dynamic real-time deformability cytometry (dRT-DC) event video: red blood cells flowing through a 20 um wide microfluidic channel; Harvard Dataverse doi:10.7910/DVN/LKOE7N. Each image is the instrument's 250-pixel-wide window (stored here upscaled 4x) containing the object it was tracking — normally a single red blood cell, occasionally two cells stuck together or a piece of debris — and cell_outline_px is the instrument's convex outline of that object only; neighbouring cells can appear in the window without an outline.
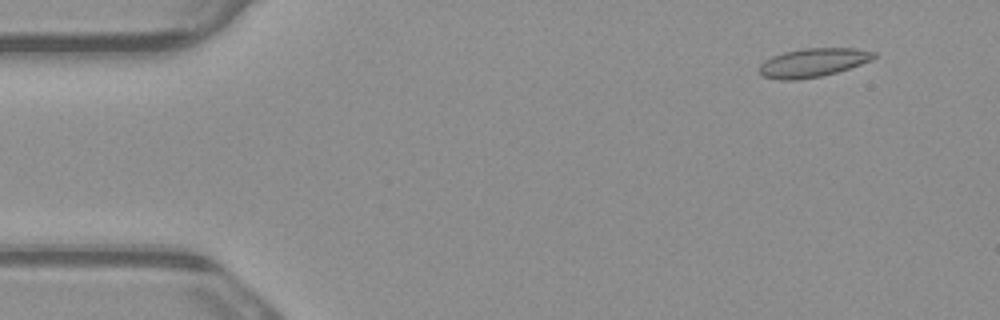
{"species": "common noctule bat (a hibernating species)", "species_latin": "Nyctalus noctula", "temperature_condition": "warm", "stored_images_in_passage": 5, "camera_frame_rate_fps": 3000, "um_per_image_px": 0.085, "animal": {"sex": "male", "body_mass_g": 23.1, "forearm_length_mm": 52.7}, "frame": {"image": 1, "passage_image": 2, "time_ms": 0.333, "image_size_px": [1000, 320], "cell_outline_px": [[876, 56], [872, 60], [836, 72], [820, 76], [796, 80], [776, 80], [760, 76], [756, 72], [760, 64], [764, 60], [772, 56], [784, 52], [804, 48], [856, 48], [876, 52]], "centroid_in_image_um": [69.03, 5.33], "position_along_channel_um": 16.0, "area_um2": 19.36}}
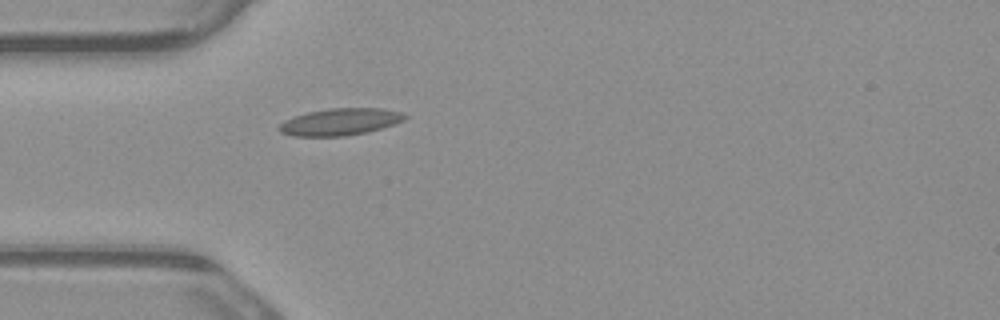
{"frame": {"image": 2, "passage_image": 5, "time_ms": 1.333, "image_size_px": [1000, 320], "cell_outline_px": [[408, 116], [404, 120], [380, 128], [364, 132], [344, 136], [292, 136], [280, 132], [276, 128], [284, 120], [292, 116], [308, 112], [328, 108], [384, 108], [404, 112]], "centroid_in_image_um": [28.88, 10.34], "position_along_channel_um": 56.1, "area_um2": 19.83}}